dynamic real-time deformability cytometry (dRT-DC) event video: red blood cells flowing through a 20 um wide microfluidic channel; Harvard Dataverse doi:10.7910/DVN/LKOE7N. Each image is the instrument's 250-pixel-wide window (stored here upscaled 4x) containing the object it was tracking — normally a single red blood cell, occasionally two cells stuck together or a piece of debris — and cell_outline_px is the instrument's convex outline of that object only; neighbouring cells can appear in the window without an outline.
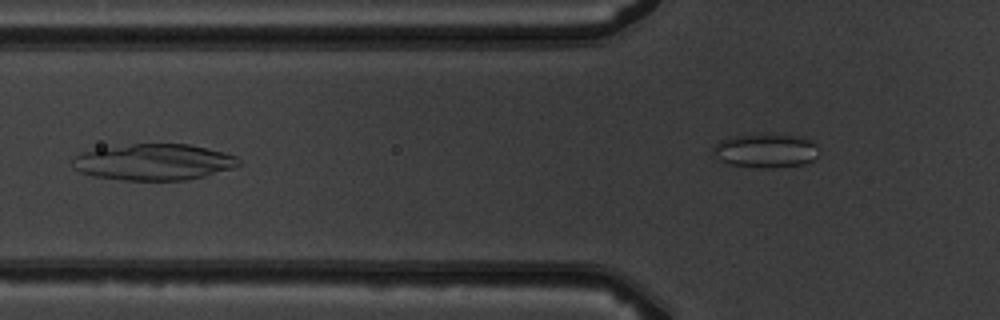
{"species": "common noctule bat (a hibernating species)", "species_latin": "Nyctalus noctula", "temperature_condition": "warm", "stored_images_in_passage": 3, "camera_frame_rate_fps": 3000, "um_per_image_px": 0.085, "animal": {"sex": "male", "body_mass_g": 19.5, "forearm_length_mm": 54.6}, "frame": {"image": 1, "passage_image": 2, "time_ms": 1.333, "image_size_px": [1000, 320], "cell_outline_px": [[240, 164], [232, 168], [204, 176], [184, 180], [124, 180], [92, 176], [80, 172], [72, 168], [72, 156], [80, 152], [100, 148], [132, 144], [188, 144], [224, 152], [236, 156], [240, 160]], "centroid_in_image_um": [13.01, 13.77], "position_along_channel_um": 112.8, "area_um2": 35.2}}